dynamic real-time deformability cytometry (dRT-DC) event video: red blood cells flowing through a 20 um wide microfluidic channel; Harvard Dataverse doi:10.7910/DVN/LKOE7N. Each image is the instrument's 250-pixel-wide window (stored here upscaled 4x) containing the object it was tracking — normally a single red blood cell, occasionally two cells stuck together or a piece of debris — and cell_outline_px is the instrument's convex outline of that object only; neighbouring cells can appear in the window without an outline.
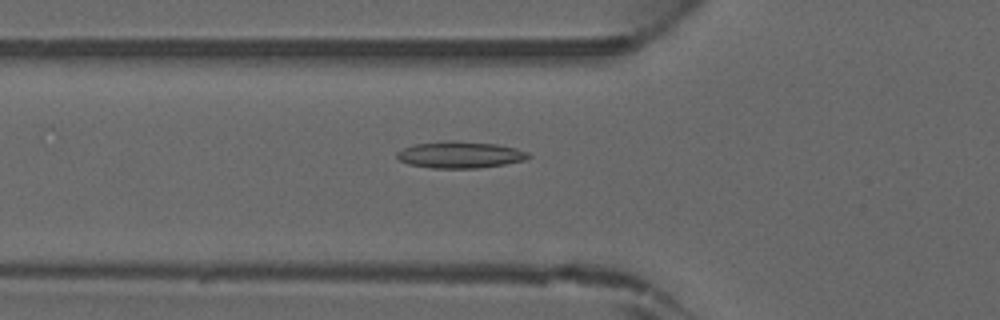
{"species": "common noctule bat (a hibernating species)", "species_latin": "Nyctalus noctula", "temperature_condition": "warm", "stored_images_in_passage": 45, "camera_frame_rate_fps": 3000, "um_per_image_px": 0.085, "animal": {"sex": "male", "forearm_length_mm": 52.5}, "frame": {"image": 1, "passage_image": 16, "time_ms": 5.0, "image_size_px": [1000, 320], "cell_outline_px": [[532, 156], [524, 160], [504, 164], [480, 168], [432, 168], [408, 164], [400, 160], [396, 156], [396, 152], [404, 148], [416, 144], [444, 140], [452, 140], [496, 144], [516, 148], [528, 152]], "centroid_in_image_um": [39.11, 13.15], "position_along_channel_um": 86.7, "area_um2": 20.46}}
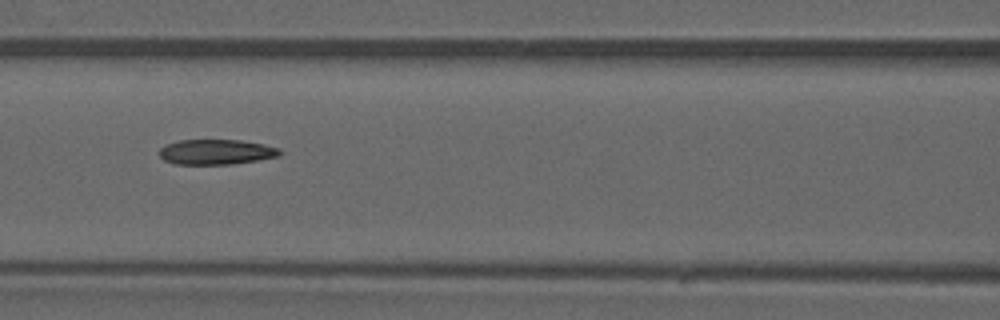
{"frame": {"image": 2, "passage_image": 20, "time_ms": 6.333, "image_size_px": [1000, 320], "cell_outline_px": [[284, 152], [280, 156], [232, 164], [176, 164], [164, 160], [160, 156], [160, 148], [168, 144], [180, 140], [240, 140], [264, 144], [280, 148]], "centroid_in_image_um": [18.43, 12.91], "position_along_channel_um": 148.2, "area_um2": 17.63}}
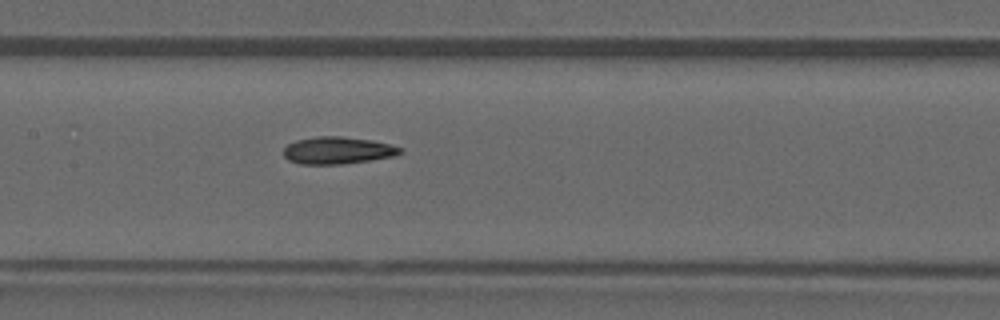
{"frame": {"image": 3, "passage_image": 22, "time_ms": 7.0, "image_size_px": [1000, 320], "cell_outline_px": [[404, 152], [396, 156], [340, 164], [300, 164], [288, 160], [284, 156], [284, 148], [288, 144], [296, 140], [316, 136], [344, 136], [372, 140], [388, 144], [400, 148]], "centroid_in_image_um": [28.68, 12.78], "position_along_channel_um": 178.7, "area_um2": 18.44}}